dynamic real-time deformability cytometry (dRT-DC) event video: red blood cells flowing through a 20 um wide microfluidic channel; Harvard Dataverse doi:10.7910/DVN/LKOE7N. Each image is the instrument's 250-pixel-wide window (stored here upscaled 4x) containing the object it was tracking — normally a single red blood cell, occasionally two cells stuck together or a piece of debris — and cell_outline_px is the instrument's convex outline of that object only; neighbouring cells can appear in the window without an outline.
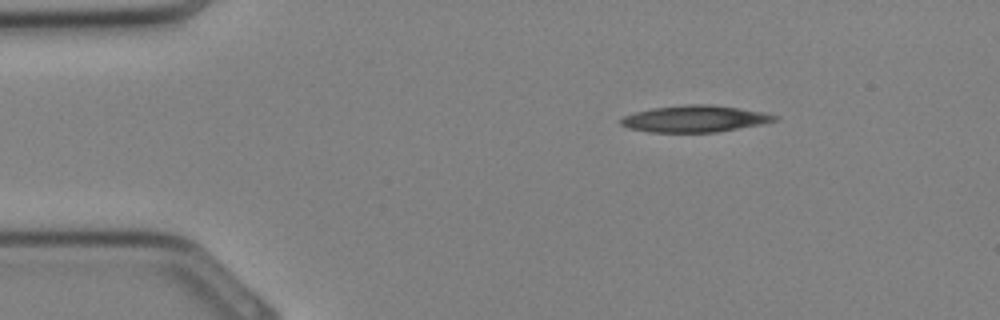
{"species": "Egyptian fruit bat (a non-hibernating species)", "species_latin": "Rousettus aegyptiacus", "temperature_condition": "cold", "stored_images_in_passage": 28, "camera_frame_rate_fps": 3000, "um_per_image_px": 0.085, "animal": {"sex": "female"}, "frame": {"image": 1, "passage_image": 1, "time_ms": 0.0, "image_size_px": [1000, 320], "cell_outline_px": [[780, 116], [776, 120], [760, 124], [716, 132], [648, 132], [628, 128], [620, 124], [620, 120], [624, 116], [636, 112], [652, 108], [684, 104], [712, 104], [764, 112]], "centroid_in_image_um": [59.04, 10.09], "position_along_channel_um": 26.0, "area_um2": 23.81}}
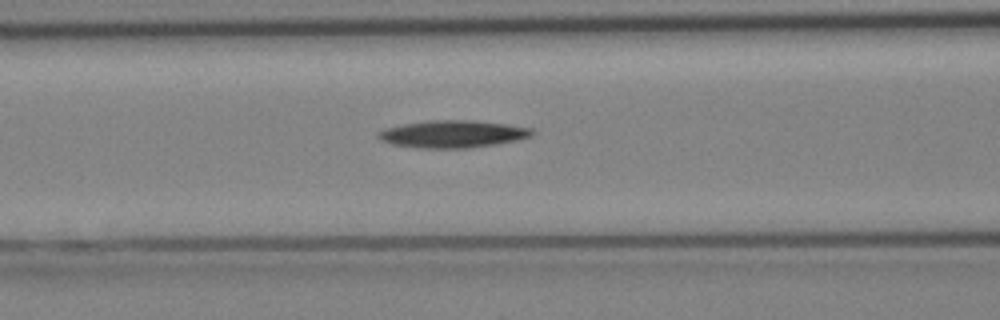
{"frame": {"image": 2, "passage_image": 9, "time_ms": 2.667, "image_size_px": [1000, 320], "cell_outline_px": [[536, 132], [532, 136], [516, 140], [496, 144], [468, 148], [416, 148], [392, 144], [380, 140], [376, 136], [376, 132], [388, 128], [404, 124], [428, 120], [472, 120], [504, 124], [532, 128]], "centroid_in_image_um": [38.47, 11.39], "position_along_channel_um": 128.1, "area_um2": 24.51}}
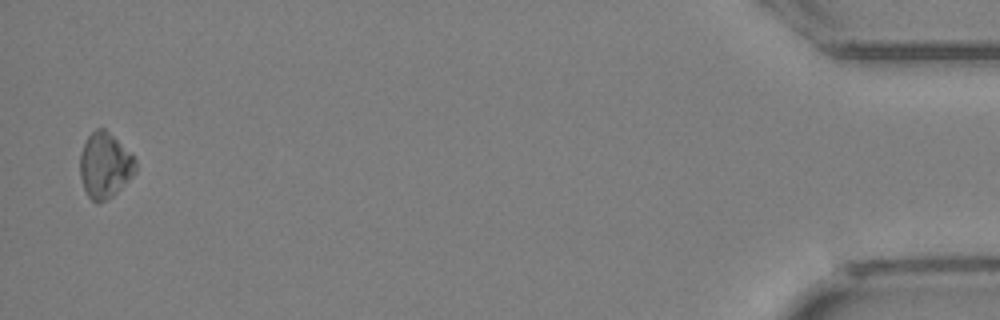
{"frame": {"image": 3, "passage_image": 28, "time_ms": 9.0, "image_size_px": [1000, 320], "cell_outline_px": [[136, 172], [112, 196], [96, 204], [88, 196], [84, 188], [80, 176], [80, 156], [84, 144], [88, 136], [96, 128], [104, 128], [136, 160]], "centroid_in_image_um": [8.89, 14.08], "position_along_channel_um": 426.3, "area_um2": 20.69}}